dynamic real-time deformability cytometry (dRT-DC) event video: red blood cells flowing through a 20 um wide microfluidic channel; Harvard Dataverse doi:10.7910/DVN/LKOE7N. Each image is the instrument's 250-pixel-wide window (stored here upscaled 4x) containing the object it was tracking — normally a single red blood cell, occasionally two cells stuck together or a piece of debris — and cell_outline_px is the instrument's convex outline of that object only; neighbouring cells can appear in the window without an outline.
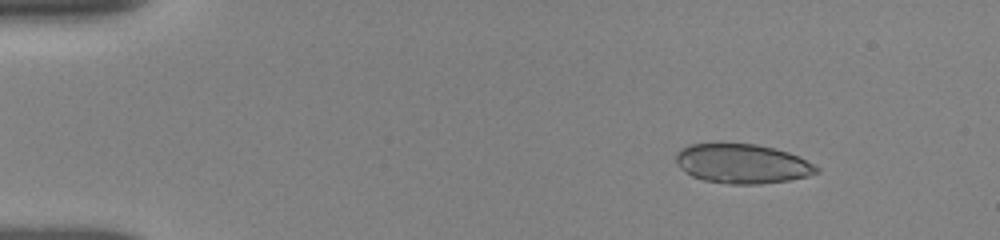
{"species": "human", "species_latin": "Homo sapiens", "temperature_condition": "room temperature", "stored_images_in_passage": 16, "camera_frame_rate_fps": 3000, "um_per_image_px": 0.085, "donor": {"sex": "female"}, "frame": {"image": 1, "passage_image": 5, "time_ms": 2.0, "image_size_px": [1000, 240], "cell_outline_px": [[820, 172], [808, 176], [788, 180], [760, 184], [732, 184], [704, 180], [692, 176], [684, 172], [676, 164], [676, 152], [680, 148], [688, 144], [756, 144], [788, 152], [820, 168]], "centroid_in_image_um": [63.05, 13.92], "position_along_channel_um": 21.9, "area_um2": 32.14}}
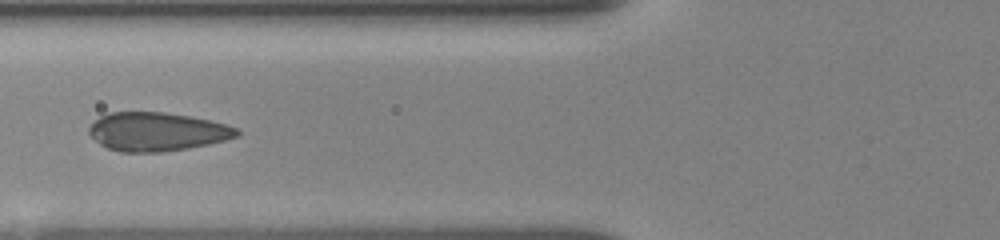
{"frame": {"image": 2, "passage_image": 13, "time_ms": 6.667, "image_size_px": [1000, 240], "cell_outline_px": [[240, 136], [208, 144], [188, 148], [160, 152], [120, 152], [108, 148], [100, 144], [88, 132], [88, 128], [100, 116], [108, 112], [164, 112], [192, 116], [228, 124], [240, 128]], "centroid_in_image_um": [13.39, 11.18], "position_along_channel_um": 112.4, "area_um2": 33.47}}
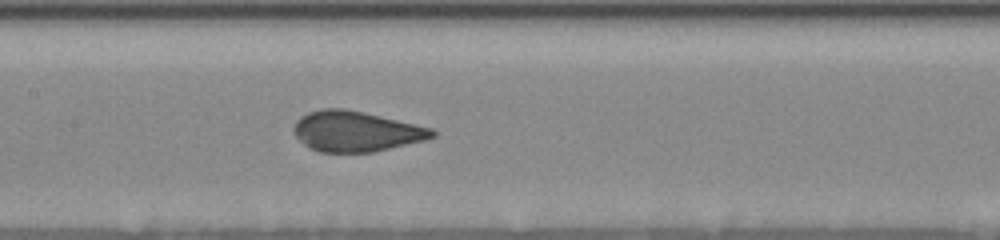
{"frame": {"image": 3, "passage_image": 16, "time_ms": 8.333, "image_size_px": [1000, 240], "cell_outline_px": [[436, 136], [424, 140], [372, 152], [320, 152], [308, 148], [292, 132], [292, 128], [296, 120], [300, 116], [308, 112], [324, 108], [344, 108], [364, 112], [432, 128], [436, 132]], "centroid_in_image_um": [30.21, 11.16], "position_along_channel_um": 177.2, "area_um2": 32.6}}